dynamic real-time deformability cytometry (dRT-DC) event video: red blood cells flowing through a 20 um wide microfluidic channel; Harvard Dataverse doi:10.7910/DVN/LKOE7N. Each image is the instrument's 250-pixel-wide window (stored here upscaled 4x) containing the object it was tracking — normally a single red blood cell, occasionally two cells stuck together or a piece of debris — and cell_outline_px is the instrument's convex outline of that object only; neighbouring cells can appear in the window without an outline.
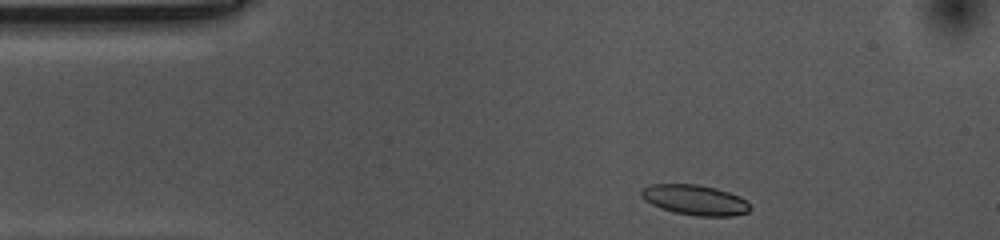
{"species": "common noctule bat (a hibernating species)", "species_latin": "Nyctalus noctula", "temperature_condition": "cold", "stored_images_in_passage": 36, "camera_frame_rate_fps": 3000, "um_per_image_px": 0.085, "animal": {"sex": "female", "body_mass_g": 10.0, "forearm_length_mm": 53.1}, "frame": {"image": 1, "passage_image": 1, "time_ms": 0.0, "image_size_px": [1000, 240], "cell_outline_px": [[752, 208], [748, 212], [732, 216], [696, 216], [676, 212], [660, 208], [644, 200], [640, 196], [640, 188], [652, 184], [696, 184], [716, 188], [740, 196]], "centroid_in_image_um": [59.04, 16.99], "position_along_channel_um": 26.0, "area_um2": 19.19}}
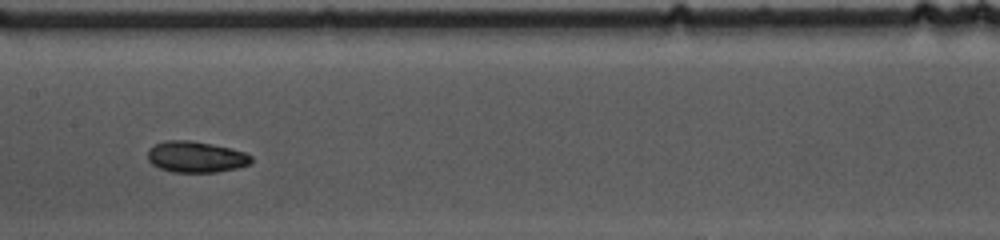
{"frame": {"image": 2, "passage_image": 19, "time_ms": 6.0, "image_size_px": [1000, 240], "cell_outline_px": [[252, 160], [248, 164], [236, 168], [216, 172], [172, 172], [160, 168], [152, 164], [148, 160], [148, 148], [164, 140], [188, 140], [212, 144], [244, 152], [252, 156]], "centroid_in_image_um": [16.62, 13.33], "position_along_channel_um": 190.8, "area_um2": 18.67}}
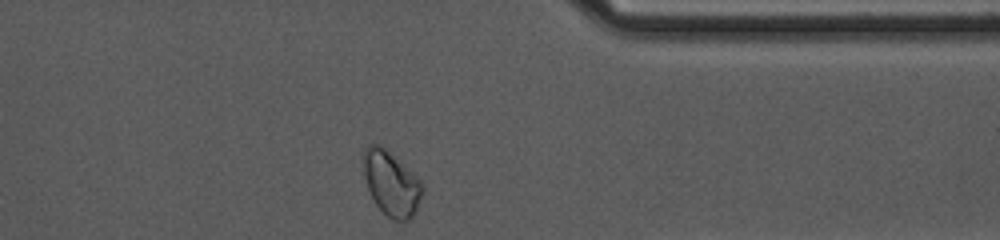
{"frame": {"image": 3, "passage_image": 36, "time_ms": 11.667, "image_size_px": [1000, 240], "cell_outline_px": [[424, 188], [416, 212], [408, 220], [392, 220], [376, 204], [368, 188], [364, 176], [360, 156], [364, 148], [368, 144], [380, 144], [420, 180]], "centroid_in_image_um": [33.22, 15.56], "position_along_channel_um": 378.2, "area_um2": 22.14}, "authors_computed_cell_mechanics": {"area_um2": 18.9295, "velocity_mm_per_s": 3.525, "shape_relaxation_time_tau1_ms": 3.9458, "shape_relaxation_time_tau2_ms": 4.7771, "deformation_change_tau1": 0.0909, "deformation_change_tau2": 0.0777}}